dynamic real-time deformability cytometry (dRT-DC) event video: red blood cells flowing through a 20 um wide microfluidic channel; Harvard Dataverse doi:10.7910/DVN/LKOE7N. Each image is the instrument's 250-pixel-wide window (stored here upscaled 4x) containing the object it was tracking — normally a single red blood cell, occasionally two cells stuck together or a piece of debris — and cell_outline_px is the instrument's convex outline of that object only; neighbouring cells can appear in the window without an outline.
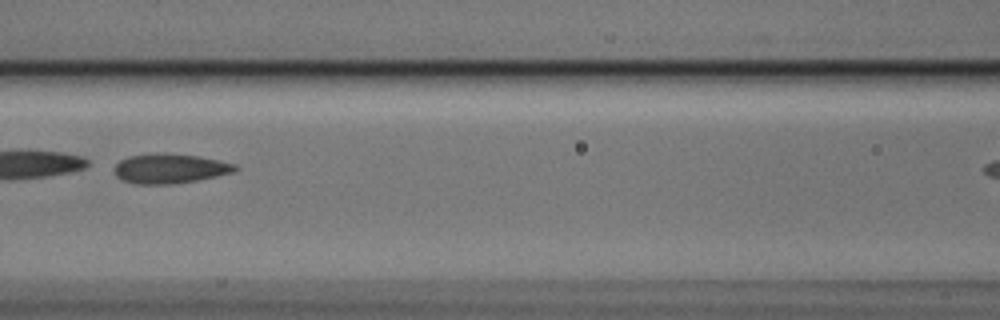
{"species": "Egyptian fruit bat (a non-hibernating species)", "species_latin": "Rousettus aegyptiacus", "temperature_condition": "cold", "stored_images_in_passage": 4, "camera_frame_rate_fps": 3000, "um_per_image_px": 0.085, "animal": {"sex": "male"}, "frame": {"image": 1, "passage_image": 4, "time_ms": 1.0, "image_size_px": [1000, 320], "cell_outline_px": [[240, 168], [232, 172], [216, 176], [196, 180], [172, 184], [136, 184], [124, 180], [116, 176], [112, 168], [120, 160], [128, 156], [164, 152], [196, 156], [236, 164]], "centroid_in_image_um": [14.4, 14.32], "position_along_channel_um": 152.2, "area_um2": 20.81}}